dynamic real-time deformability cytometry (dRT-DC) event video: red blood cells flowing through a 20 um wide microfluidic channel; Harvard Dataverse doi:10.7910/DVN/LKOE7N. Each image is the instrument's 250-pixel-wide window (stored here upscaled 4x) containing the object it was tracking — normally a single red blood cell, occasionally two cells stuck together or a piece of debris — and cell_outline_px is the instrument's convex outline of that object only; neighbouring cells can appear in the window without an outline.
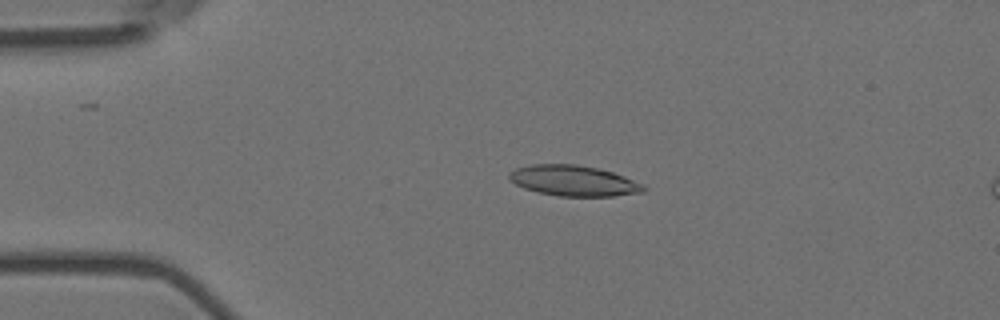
{"species": "Egyptian fruit bat (a non-hibernating species)", "species_latin": "Rousettus aegyptiacus", "temperature_condition": "room temperature", "stored_images_in_passage": 10, "camera_frame_rate_fps": 3000, "um_per_image_px": 0.085, "animal": {"sex": "female"}, "frame": {"image": 1, "passage_image": 4, "time_ms": 1.0, "image_size_px": [1000, 320], "cell_outline_px": [[648, 188], [644, 192], [612, 196], [560, 196], [536, 192], [524, 188], [508, 180], [508, 172], [516, 168], [532, 164], [576, 164], [600, 168], [624, 176], [644, 184]], "centroid_in_image_um": [48.76, 15.36], "position_along_channel_um": 36.2, "area_um2": 24.22}}
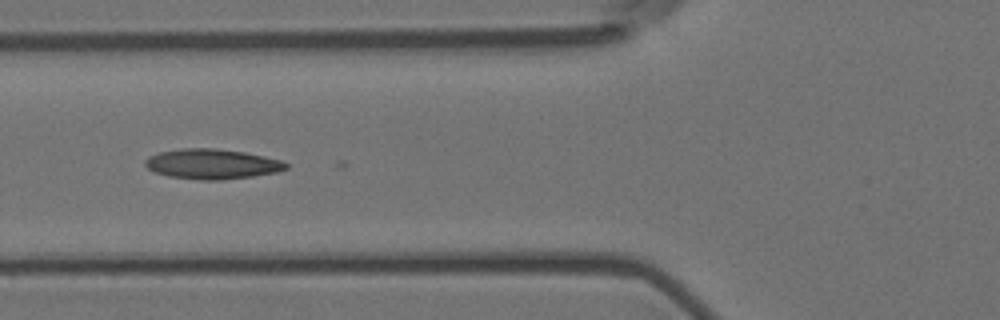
{"frame": {"image": 2, "passage_image": 6, "time_ms": 1.667, "image_size_px": [1000, 320], "cell_outline_px": [[288, 168], [276, 172], [252, 176], [220, 180], [200, 180], [168, 176], [156, 172], [148, 168], [144, 164], [144, 160], [148, 156], [160, 152], [184, 148], [216, 148], [244, 152], [264, 156], [280, 160], [288, 164]], "centroid_in_image_um": [18.01, 13.94], "position_along_channel_um": 107.8, "area_um2": 24.57}}
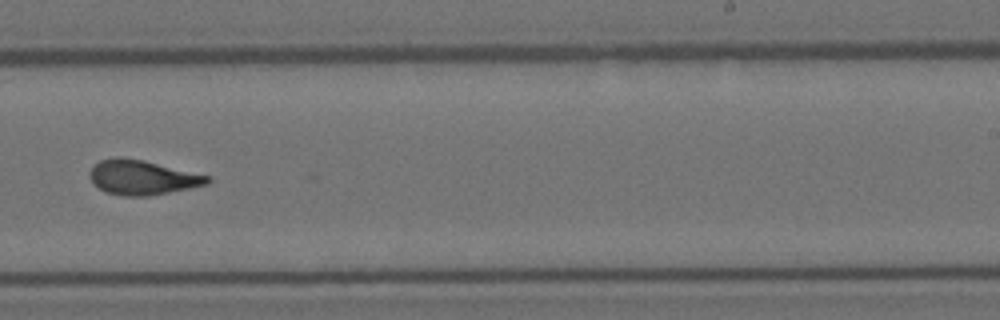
{"frame": {"image": 3, "passage_image": 10, "time_ms": 3.0, "image_size_px": [1000, 320], "cell_outline_px": [[212, 180], [208, 184], [148, 196], [124, 196], [104, 192], [88, 176], [88, 172], [100, 160], [144, 160], [212, 176]], "centroid_in_image_um": [12.17, 15.12], "position_along_channel_um": 276.8, "area_um2": 23.12}}